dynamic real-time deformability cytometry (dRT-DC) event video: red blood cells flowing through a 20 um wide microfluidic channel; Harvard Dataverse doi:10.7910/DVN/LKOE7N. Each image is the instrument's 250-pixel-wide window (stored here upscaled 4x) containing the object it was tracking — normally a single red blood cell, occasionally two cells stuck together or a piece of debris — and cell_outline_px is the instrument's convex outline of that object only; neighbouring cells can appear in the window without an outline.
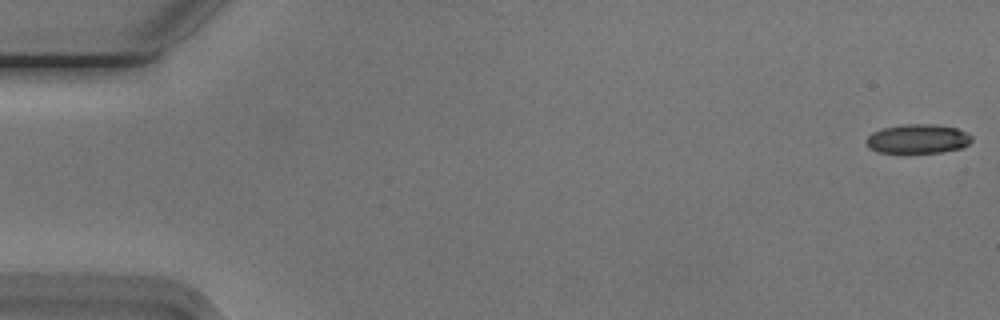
{"species": "Egyptian fruit bat (a non-hibernating species)", "species_latin": "Rousettus aegyptiacus", "temperature_condition": "cold", "stored_images_in_passage": 40, "camera_frame_rate_fps": 3000, "um_per_image_px": 0.085, "animal": {"sex": "male"}, "frame": {"image": 1, "passage_image": 1, "time_ms": 0.0, "image_size_px": [1000, 320], "cell_outline_px": [[972, 140], [964, 148], [940, 152], [880, 152], [868, 148], [864, 140], [872, 132], [884, 128], [904, 124], [936, 124], [956, 128], [972, 136]], "centroid_in_image_um": [78.0, 11.8], "position_along_channel_um": 7.0, "area_um2": 17.92}}
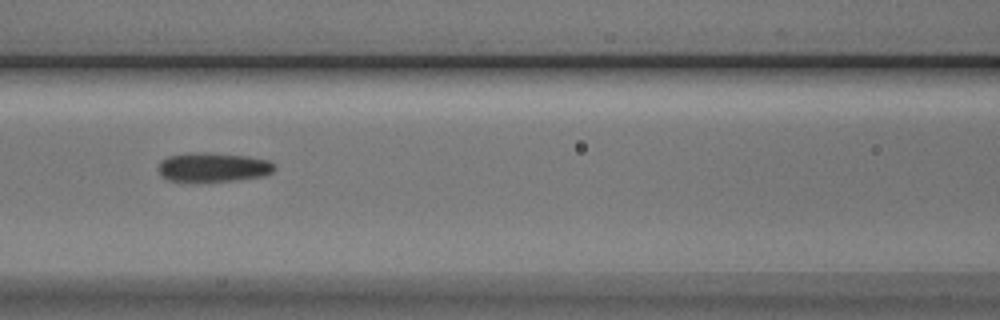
{"frame": {"image": 2, "passage_image": 24, "time_ms": 7.667, "image_size_px": [1000, 320], "cell_outline_px": [[276, 168], [272, 172], [264, 176], [236, 180], [168, 180], [160, 172], [160, 160], [168, 156], [192, 152], [204, 152], [248, 156], [268, 160], [276, 164]], "centroid_in_image_um": [18.18, 14.18], "position_along_channel_um": 148.4, "area_um2": 19.42}}
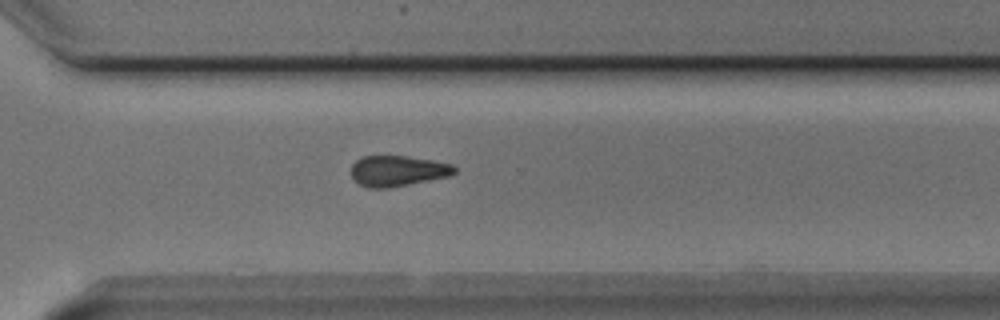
{"frame": {"image": 3, "passage_image": 39, "time_ms": 12.667, "image_size_px": [1000, 320], "cell_outline_px": [[456, 172], [448, 176], [388, 188], [368, 188], [352, 180], [348, 172], [352, 164], [360, 156], [408, 156], [432, 160], [452, 164], [456, 168]], "centroid_in_image_um": [33.72, 14.52], "position_along_channel_um": 336.9, "area_um2": 18.67}}